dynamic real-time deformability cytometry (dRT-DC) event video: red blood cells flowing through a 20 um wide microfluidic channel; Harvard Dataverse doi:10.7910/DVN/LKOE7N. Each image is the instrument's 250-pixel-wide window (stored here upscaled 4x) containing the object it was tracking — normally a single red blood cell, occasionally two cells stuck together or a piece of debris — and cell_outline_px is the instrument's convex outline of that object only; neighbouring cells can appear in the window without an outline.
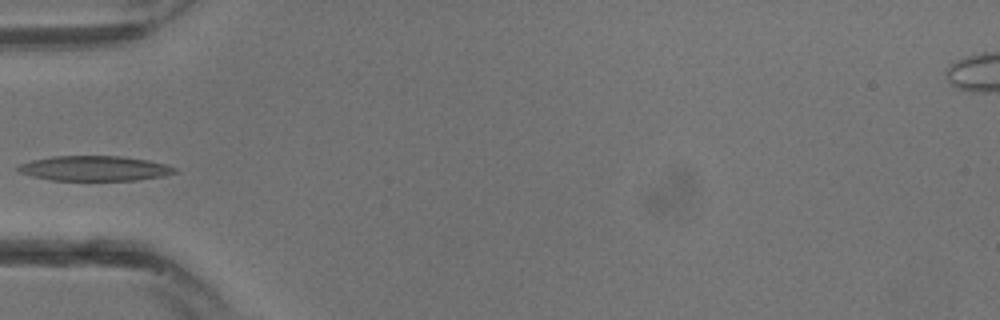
{"species": "common noctule bat (a hibernating species)", "species_latin": "Nyctalus noctula", "temperature_condition": "warm", "stored_images_in_passage": 10, "camera_frame_rate_fps": 3000, "um_per_image_px": 0.085, "animal": {"sex": "male", "body_mass_g": 13.3}, "frame": {"image": 1, "passage_image": 9, "time_ms": 2.667, "image_size_px": [1000, 320], "cell_outline_px": [[176, 172], [164, 176], [136, 180], [52, 180], [32, 176], [20, 172], [16, 168], [20, 164], [32, 160], [52, 156], [120, 156], [148, 160], [164, 164], [176, 168]], "centroid_in_image_um": [8.03, 14.31], "position_along_channel_um": 77.0, "area_um2": 22.66}}